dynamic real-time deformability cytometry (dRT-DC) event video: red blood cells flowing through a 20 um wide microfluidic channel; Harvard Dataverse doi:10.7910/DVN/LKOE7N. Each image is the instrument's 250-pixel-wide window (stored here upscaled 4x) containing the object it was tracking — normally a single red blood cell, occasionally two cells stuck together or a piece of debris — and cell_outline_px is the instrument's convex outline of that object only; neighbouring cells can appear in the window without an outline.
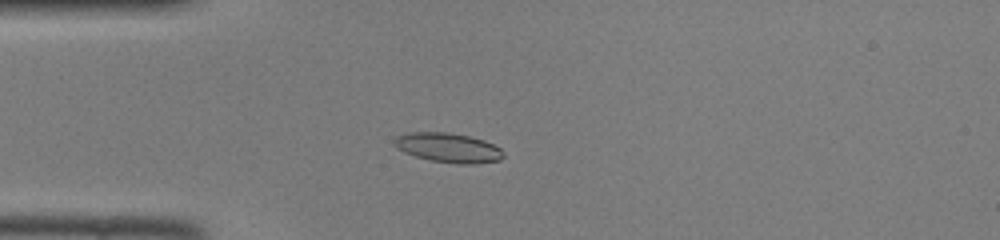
{"species": "common noctule bat (a hibernating species)", "species_latin": "Nyctalus noctula", "temperature_condition": "room temperature", "stored_images_in_passage": 38, "camera_frame_rate_fps": 3000, "um_per_image_px": 0.085, "animal": {"sex": "female", "body_mass_g": 22.0, "forearm_length_mm": 56.7}, "frame": {"image": 1, "passage_image": 4, "time_ms": 1.0, "image_size_px": [1000, 240], "cell_outline_px": [[504, 156], [500, 160], [472, 164], [456, 164], [432, 160], [416, 156], [404, 152], [396, 148], [392, 144], [392, 140], [396, 136], [412, 132], [448, 132], [468, 136], [484, 140], [500, 148], [504, 152]], "centroid_in_image_um": [38.08, 12.55], "position_along_channel_um": 46.9, "area_um2": 18.79}}
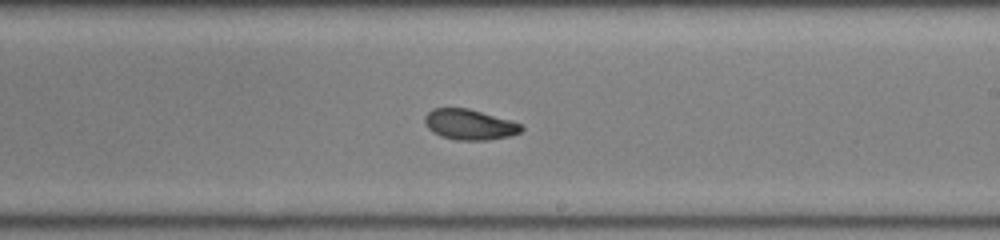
{"frame": {"image": 2, "passage_image": 19, "time_ms": 6.0, "image_size_px": [1000, 240], "cell_outline_px": [[524, 128], [520, 132], [508, 136], [488, 140], [456, 140], [440, 136], [432, 132], [428, 128], [424, 120], [424, 116], [432, 108], [468, 108], [512, 120], [520, 124]], "centroid_in_image_um": [39.89, 10.58], "position_along_channel_um": 249.1, "area_um2": 17.22}}
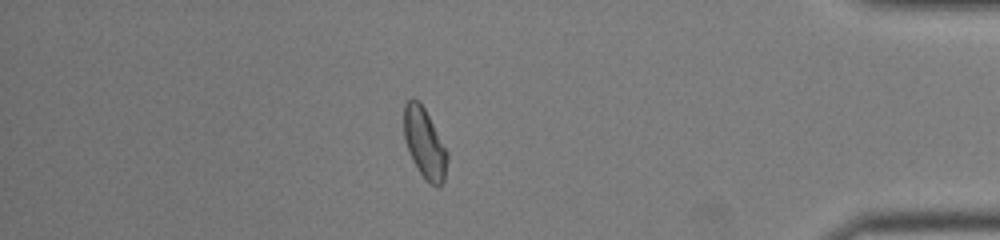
{"frame": {"image": 3, "passage_image": 32, "time_ms": 10.333, "image_size_px": [1000, 240], "cell_outline_px": [[448, 160], [444, 180], [440, 188], [436, 188], [420, 172], [412, 160], [404, 136], [404, 104], [412, 96], [420, 100], [448, 152]], "centroid_in_image_um": [36.1, 12.15], "position_along_channel_um": 399.1, "area_um2": 17.69}}